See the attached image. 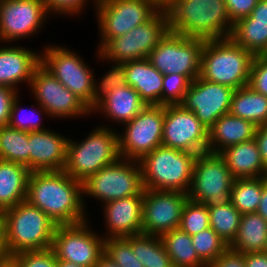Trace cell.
Returning a JSON list of instances; mask_svg holds the SVG:
<instances>
[{"instance_id":"obj_1","label":"cell","mask_w":267,"mask_h":267,"mask_svg":"<svg viewBox=\"0 0 267 267\" xmlns=\"http://www.w3.org/2000/svg\"><path fill=\"white\" fill-rule=\"evenodd\" d=\"M26 200L46 213L56 225L87 221L82 182L64 170L31 172Z\"/></svg>"},{"instance_id":"obj_2","label":"cell","mask_w":267,"mask_h":267,"mask_svg":"<svg viewBox=\"0 0 267 267\" xmlns=\"http://www.w3.org/2000/svg\"><path fill=\"white\" fill-rule=\"evenodd\" d=\"M166 11L170 32L189 38H229L233 29L224 0H177Z\"/></svg>"},{"instance_id":"obj_3","label":"cell","mask_w":267,"mask_h":267,"mask_svg":"<svg viewBox=\"0 0 267 267\" xmlns=\"http://www.w3.org/2000/svg\"><path fill=\"white\" fill-rule=\"evenodd\" d=\"M5 225L6 244L12 256L24 251L52 247L56 224L27 200L0 213Z\"/></svg>"},{"instance_id":"obj_4","label":"cell","mask_w":267,"mask_h":267,"mask_svg":"<svg viewBox=\"0 0 267 267\" xmlns=\"http://www.w3.org/2000/svg\"><path fill=\"white\" fill-rule=\"evenodd\" d=\"M253 58L251 53L230 37L205 40L199 76L236 90L249 84Z\"/></svg>"},{"instance_id":"obj_5","label":"cell","mask_w":267,"mask_h":267,"mask_svg":"<svg viewBox=\"0 0 267 267\" xmlns=\"http://www.w3.org/2000/svg\"><path fill=\"white\" fill-rule=\"evenodd\" d=\"M197 155L164 146L156 147L139 161L144 188L188 193Z\"/></svg>"},{"instance_id":"obj_6","label":"cell","mask_w":267,"mask_h":267,"mask_svg":"<svg viewBox=\"0 0 267 267\" xmlns=\"http://www.w3.org/2000/svg\"><path fill=\"white\" fill-rule=\"evenodd\" d=\"M71 140L68 139L67 143L64 171L82 183L121 157L118 133L105 126L95 128L79 143Z\"/></svg>"},{"instance_id":"obj_7","label":"cell","mask_w":267,"mask_h":267,"mask_svg":"<svg viewBox=\"0 0 267 267\" xmlns=\"http://www.w3.org/2000/svg\"><path fill=\"white\" fill-rule=\"evenodd\" d=\"M169 31L168 12L158 10L148 21L127 34L110 39L97 53L101 59L121 64L148 58Z\"/></svg>"},{"instance_id":"obj_8","label":"cell","mask_w":267,"mask_h":267,"mask_svg":"<svg viewBox=\"0 0 267 267\" xmlns=\"http://www.w3.org/2000/svg\"><path fill=\"white\" fill-rule=\"evenodd\" d=\"M145 188L139 161L120 157L106 165L82 183L83 195L101 200L103 204L143 195Z\"/></svg>"},{"instance_id":"obj_9","label":"cell","mask_w":267,"mask_h":267,"mask_svg":"<svg viewBox=\"0 0 267 267\" xmlns=\"http://www.w3.org/2000/svg\"><path fill=\"white\" fill-rule=\"evenodd\" d=\"M234 177L220 154H198L194 167L188 198L215 207L231 203V187Z\"/></svg>"},{"instance_id":"obj_10","label":"cell","mask_w":267,"mask_h":267,"mask_svg":"<svg viewBox=\"0 0 267 267\" xmlns=\"http://www.w3.org/2000/svg\"><path fill=\"white\" fill-rule=\"evenodd\" d=\"M205 40L173 32L150 52V63L163 74H180L191 82L200 75L201 53Z\"/></svg>"},{"instance_id":"obj_11","label":"cell","mask_w":267,"mask_h":267,"mask_svg":"<svg viewBox=\"0 0 267 267\" xmlns=\"http://www.w3.org/2000/svg\"><path fill=\"white\" fill-rule=\"evenodd\" d=\"M101 33L98 51L112 38L127 34L159 9L154 0H94Z\"/></svg>"},{"instance_id":"obj_12","label":"cell","mask_w":267,"mask_h":267,"mask_svg":"<svg viewBox=\"0 0 267 267\" xmlns=\"http://www.w3.org/2000/svg\"><path fill=\"white\" fill-rule=\"evenodd\" d=\"M41 64L90 109L93 108L94 78L92 70L75 52L49 46L41 54Z\"/></svg>"},{"instance_id":"obj_13","label":"cell","mask_w":267,"mask_h":267,"mask_svg":"<svg viewBox=\"0 0 267 267\" xmlns=\"http://www.w3.org/2000/svg\"><path fill=\"white\" fill-rule=\"evenodd\" d=\"M164 105L146 106L134 119L124 124L118 133L120 156L140 161L156 147L162 146Z\"/></svg>"},{"instance_id":"obj_14","label":"cell","mask_w":267,"mask_h":267,"mask_svg":"<svg viewBox=\"0 0 267 267\" xmlns=\"http://www.w3.org/2000/svg\"><path fill=\"white\" fill-rule=\"evenodd\" d=\"M87 223L56 226L51 248L58 260L83 267L97 264L104 254L105 237L89 229Z\"/></svg>"},{"instance_id":"obj_15","label":"cell","mask_w":267,"mask_h":267,"mask_svg":"<svg viewBox=\"0 0 267 267\" xmlns=\"http://www.w3.org/2000/svg\"><path fill=\"white\" fill-rule=\"evenodd\" d=\"M29 85L38 102L40 112L38 116L42 112L57 118L83 117L93 114L82 100L63 86L42 64L35 69Z\"/></svg>"},{"instance_id":"obj_16","label":"cell","mask_w":267,"mask_h":267,"mask_svg":"<svg viewBox=\"0 0 267 267\" xmlns=\"http://www.w3.org/2000/svg\"><path fill=\"white\" fill-rule=\"evenodd\" d=\"M162 146L195 154L208 151V130L180 104L164 105Z\"/></svg>"},{"instance_id":"obj_17","label":"cell","mask_w":267,"mask_h":267,"mask_svg":"<svg viewBox=\"0 0 267 267\" xmlns=\"http://www.w3.org/2000/svg\"><path fill=\"white\" fill-rule=\"evenodd\" d=\"M188 194L178 191H157L145 189L143 192L142 233L162 236L179 228L183 208Z\"/></svg>"},{"instance_id":"obj_18","label":"cell","mask_w":267,"mask_h":267,"mask_svg":"<svg viewBox=\"0 0 267 267\" xmlns=\"http://www.w3.org/2000/svg\"><path fill=\"white\" fill-rule=\"evenodd\" d=\"M234 89L202 79L193 80L180 105L195 113L201 124L210 130L215 122L229 113Z\"/></svg>"},{"instance_id":"obj_19","label":"cell","mask_w":267,"mask_h":267,"mask_svg":"<svg viewBox=\"0 0 267 267\" xmlns=\"http://www.w3.org/2000/svg\"><path fill=\"white\" fill-rule=\"evenodd\" d=\"M43 0H4L0 2V40L4 43L37 33L47 19Z\"/></svg>"},{"instance_id":"obj_20","label":"cell","mask_w":267,"mask_h":267,"mask_svg":"<svg viewBox=\"0 0 267 267\" xmlns=\"http://www.w3.org/2000/svg\"><path fill=\"white\" fill-rule=\"evenodd\" d=\"M68 139L49 129L28 132L29 171L64 170Z\"/></svg>"},{"instance_id":"obj_21","label":"cell","mask_w":267,"mask_h":267,"mask_svg":"<svg viewBox=\"0 0 267 267\" xmlns=\"http://www.w3.org/2000/svg\"><path fill=\"white\" fill-rule=\"evenodd\" d=\"M108 229L106 238L130 237L142 233L143 195H134L103 205Z\"/></svg>"},{"instance_id":"obj_22","label":"cell","mask_w":267,"mask_h":267,"mask_svg":"<svg viewBox=\"0 0 267 267\" xmlns=\"http://www.w3.org/2000/svg\"><path fill=\"white\" fill-rule=\"evenodd\" d=\"M41 64V53L24 47H0V85L16 91L17 84L32 79L35 69Z\"/></svg>"},{"instance_id":"obj_23","label":"cell","mask_w":267,"mask_h":267,"mask_svg":"<svg viewBox=\"0 0 267 267\" xmlns=\"http://www.w3.org/2000/svg\"><path fill=\"white\" fill-rule=\"evenodd\" d=\"M126 84L139 93L147 105H162L164 74L160 73L148 58L123 63Z\"/></svg>"},{"instance_id":"obj_24","label":"cell","mask_w":267,"mask_h":267,"mask_svg":"<svg viewBox=\"0 0 267 267\" xmlns=\"http://www.w3.org/2000/svg\"><path fill=\"white\" fill-rule=\"evenodd\" d=\"M257 126L231 114L222 115L208 131V151L219 154L229 146L255 137Z\"/></svg>"},{"instance_id":"obj_25","label":"cell","mask_w":267,"mask_h":267,"mask_svg":"<svg viewBox=\"0 0 267 267\" xmlns=\"http://www.w3.org/2000/svg\"><path fill=\"white\" fill-rule=\"evenodd\" d=\"M234 179L267 177L255 139L229 146L219 153Z\"/></svg>"},{"instance_id":"obj_26","label":"cell","mask_w":267,"mask_h":267,"mask_svg":"<svg viewBox=\"0 0 267 267\" xmlns=\"http://www.w3.org/2000/svg\"><path fill=\"white\" fill-rule=\"evenodd\" d=\"M147 105L141 100L140 95L131 86L125 85L114 88L107 96L102 98L92 109L105 113L123 125L134 119Z\"/></svg>"},{"instance_id":"obj_27","label":"cell","mask_w":267,"mask_h":267,"mask_svg":"<svg viewBox=\"0 0 267 267\" xmlns=\"http://www.w3.org/2000/svg\"><path fill=\"white\" fill-rule=\"evenodd\" d=\"M30 173L24 165L0 159V213L26 200Z\"/></svg>"},{"instance_id":"obj_28","label":"cell","mask_w":267,"mask_h":267,"mask_svg":"<svg viewBox=\"0 0 267 267\" xmlns=\"http://www.w3.org/2000/svg\"><path fill=\"white\" fill-rule=\"evenodd\" d=\"M267 246V221L258 213L241 216L237 235L229 248L243 254L265 252Z\"/></svg>"},{"instance_id":"obj_29","label":"cell","mask_w":267,"mask_h":267,"mask_svg":"<svg viewBox=\"0 0 267 267\" xmlns=\"http://www.w3.org/2000/svg\"><path fill=\"white\" fill-rule=\"evenodd\" d=\"M229 114L248 120L256 126L267 124V97L249 85L234 90Z\"/></svg>"},{"instance_id":"obj_30","label":"cell","mask_w":267,"mask_h":267,"mask_svg":"<svg viewBox=\"0 0 267 267\" xmlns=\"http://www.w3.org/2000/svg\"><path fill=\"white\" fill-rule=\"evenodd\" d=\"M230 38L254 57L267 55V23L241 18L233 24Z\"/></svg>"},{"instance_id":"obj_31","label":"cell","mask_w":267,"mask_h":267,"mask_svg":"<svg viewBox=\"0 0 267 267\" xmlns=\"http://www.w3.org/2000/svg\"><path fill=\"white\" fill-rule=\"evenodd\" d=\"M161 240L173 267H208L199 258L192 244V237L180 228L165 233Z\"/></svg>"},{"instance_id":"obj_32","label":"cell","mask_w":267,"mask_h":267,"mask_svg":"<svg viewBox=\"0 0 267 267\" xmlns=\"http://www.w3.org/2000/svg\"><path fill=\"white\" fill-rule=\"evenodd\" d=\"M135 256L144 267H173L160 236L137 234L130 236Z\"/></svg>"},{"instance_id":"obj_33","label":"cell","mask_w":267,"mask_h":267,"mask_svg":"<svg viewBox=\"0 0 267 267\" xmlns=\"http://www.w3.org/2000/svg\"><path fill=\"white\" fill-rule=\"evenodd\" d=\"M0 159L19 163L29 169L28 132L0 126Z\"/></svg>"},{"instance_id":"obj_34","label":"cell","mask_w":267,"mask_h":267,"mask_svg":"<svg viewBox=\"0 0 267 267\" xmlns=\"http://www.w3.org/2000/svg\"><path fill=\"white\" fill-rule=\"evenodd\" d=\"M263 177L234 179L231 203L243 215L255 213L262 195Z\"/></svg>"},{"instance_id":"obj_35","label":"cell","mask_w":267,"mask_h":267,"mask_svg":"<svg viewBox=\"0 0 267 267\" xmlns=\"http://www.w3.org/2000/svg\"><path fill=\"white\" fill-rule=\"evenodd\" d=\"M210 227L230 245L235 239L242 214L232 205L208 207Z\"/></svg>"},{"instance_id":"obj_36","label":"cell","mask_w":267,"mask_h":267,"mask_svg":"<svg viewBox=\"0 0 267 267\" xmlns=\"http://www.w3.org/2000/svg\"><path fill=\"white\" fill-rule=\"evenodd\" d=\"M191 237L192 244L196 249L199 258L207 266L214 262L229 248V245L222 240L211 227L200 231L198 234L192 235Z\"/></svg>"},{"instance_id":"obj_37","label":"cell","mask_w":267,"mask_h":267,"mask_svg":"<svg viewBox=\"0 0 267 267\" xmlns=\"http://www.w3.org/2000/svg\"><path fill=\"white\" fill-rule=\"evenodd\" d=\"M209 227L208 207L188 199L183 208L179 228L192 236Z\"/></svg>"},{"instance_id":"obj_38","label":"cell","mask_w":267,"mask_h":267,"mask_svg":"<svg viewBox=\"0 0 267 267\" xmlns=\"http://www.w3.org/2000/svg\"><path fill=\"white\" fill-rule=\"evenodd\" d=\"M104 254L120 267H144L132 251L130 237L105 239Z\"/></svg>"},{"instance_id":"obj_39","label":"cell","mask_w":267,"mask_h":267,"mask_svg":"<svg viewBox=\"0 0 267 267\" xmlns=\"http://www.w3.org/2000/svg\"><path fill=\"white\" fill-rule=\"evenodd\" d=\"M191 81L184 75L164 74L162 89V105L180 104Z\"/></svg>"},{"instance_id":"obj_40","label":"cell","mask_w":267,"mask_h":267,"mask_svg":"<svg viewBox=\"0 0 267 267\" xmlns=\"http://www.w3.org/2000/svg\"><path fill=\"white\" fill-rule=\"evenodd\" d=\"M106 75L94 84L93 107L114 88L126 85L124 64L114 63ZM99 83V84H97Z\"/></svg>"},{"instance_id":"obj_41","label":"cell","mask_w":267,"mask_h":267,"mask_svg":"<svg viewBox=\"0 0 267 267\" xmlns=\"http://www.w3.org/2000/svg\"><path fill=\"white\" fill-rule=\"evenodd\" d=\"M12 258L19 267H58L52 248L17 253Z\"/></svg>"},{"instance_id":"obj_42","label":"cell","mask_w":267,"mask_h":267,"mask_svg":"<svg viewBox=\"0 0 267 267\" xmlns=\"http://www.w3.org/2000/svg\"><path fill=\"white\" fill-rule=\"evenodd\" d=\"M248 85L267 97V55L253 58Z\"/></svg>"},{"instance_id":"obj_43","label":"cell","mask_w":267,"mask_h":267,"mask_svg":"<svg viewBox=\"0 0 267 267\" xmlns=\"http://www.w3.org/2000/svg\"><path fill=\"white\" fill-rule=\"evenodd\" d=\"M18 97H19V95H17V97L14 99V101L12 103L8 126H10L11 128L21 130V131H25V132L45 130L46 128H44V126L43 127L40 126V124H39L40 121H38L39 119L37 121H33L29 117L23 118V119L19 117L18 114L20 113V111L22 109L20 108L21 106H19ZM32 111L33 112H30V113H32L34 115L36 112H34V110H32ZM37 115L38 114L36 113V116Z\"/></svg>"},{"instance_id":"obj_44","label":"cell","mask_w":267,"mask_h":267,"mask_svg":"<svg viewBox=\"0 0 267 267\" xmlns=\"http://www.w3.org/2000/svg\"><path fill=\"white\" fill-rule=\"evenodd\" d=\"M45 2V6L47 12L51 14H65V15H75L79 14L86 4V0H43Z\"/></svg>"},{"instance_id":"obj_45","label":"cell","mask_w":267,"mask_h":267,"mask_svg":"<svg viewBox=\"0 0 267 267\" xmlns=\"http://www.w3.org/2000/svg\"><path fill=\"white\" fill-rule=\"evenodd\" d=\"M230 21L234 24L237 20L249 16L258 3V0H224Z\"/></svg>"},{"instance_id":"obj_46","label":"cell","mask_w":267,"mask_h":267,"mask_svg":"<svg viewBox=\"0 0 267 267\" xmlns=\"http://www.w3.org/2000/svg\"><path fill=\"white\" fill-rule=\"evenodd\" d=\"M18 91L0 85V126L8 125L11 107Z\"/></svg>"},{"instance_id":"obj_47","label":"cell","mask_w":267,"mask_h":267,"mask_svg":"<svg viewBox=\"0 0 267 267\" xmlns=\"http://www.w3.org/2000/svg\"><path fill=\"white\" fill-rule=\"evenodd\" d=\"M208 267H245L243 253L228 248Z\"/></svg>"},{"instance_id":"obj_48","label":"cell","mask_w":267,"mask_h":267,"mask_svg":"<svg viewBox=\"0 0 267 267\" xmlns=\"http://www.w3.org/2000/svg\"><path fill=\"white\" fill-rule=\"evenodd\" d=\"M254 139L257 143L261 159L267 167V124L257 126Z\"/></svg>"},{"instance_id":"obj_49","label":"cell","mask_w":267,"mask_h":267,"mask_svg":"<svg viewBox=\"0 0 267 267\" xmlns=\"http://www.w3.org/2000/svg\"><path fill=\"white\" fill-rule=\"evenodd\" d=\"M245 267H267L266 252H250L243 254Z\"/></svg>"},{"instance_id":"obj_50","label":"cell","mask_w":267,"mask_h":267,"mask_svg":"<svg viewBox=\"0 0 267 267\" xmlns=\"http://www.w3.org/2000/svg\"><path fill=\"white\" fill-rule=\"evenodd\" d=\"M249 16L254 19V22L267 23V0H258Z\"/></svg>"},{"instance_id":"obj_51","label":"cell","mask_w":267,"mask_h":267,"mask_svg":"<svg viewBox=\"0 0 267 267\" xmlns=\"http://www.w3.org/2000/svg\"><path fill=\"white\" fill-rule=\"evenodd\" d=\"M11 258L6 244V234L4 221L0 216V263Z\"/></svg>"},{"instance_id":"obj_52","label":"cell","mask_w":267,"mask_h":267,"mask_svg":"<svg viewBox=\"0 0 267 267\" xmlns=\"http://www.w3.org/2000/svg\"><path fill=\"white\" fill-rule=\"evenodd\" d=\"M256 213L267 221V177H263L262 195Z\"/></svg>"},{"instance_id":"obj_53","label":"cell","mask_w":267,"mask_h":267,"mask_svg":"<svg viewBox=\"0 0 267 267\" xmlns=\"http://www.w3.org/2000/svg\"><path fill=\"white\" fill-rule=\"evenodd\" d=\"M94 267H120V266L117 265L115 262H113L105 254H103Z\"/></svg>"},{"instance_id":"obj_54","label":"cell","mask_w":267,"mask_h":267,"mask_svg":"<svg viewBox=\"0 0 267 267\" xmlns=\"http://www.w3.org/2000/svg\"><path fill=\"white\" fill-rule=\"evenodd\" d=\"M177 0H154L156 7L159 10H167L170 6H172Z\"/></svg>"},{"instance_id":"obj_55","label":"cell","mask_w":267,"mask_h":267,"mask_svg":"<svg viewBox=\"0 0 267 267\" xmlns=\"http://www.w3.org/2000/svg\"><path fill=\"white\" fill-rule=\"evenodd\" d=\"M0 267H19L17 262L11 257L0 263Z\"/></svg>"},{"instance_id":"obj_56","label":"cell","mask_w":267,"mask_h":267,"mask_svg":"<svg viewBox=\"0 0 267 267\" xmlns=\"http://www.w3.org/2000/svg\"><path fill=\"white\" fill-rule=\"evenodd\" d=\"M58 267H83V266H79L74 263H69L63 260H58Z\"/></svg>"}]
</instances>
